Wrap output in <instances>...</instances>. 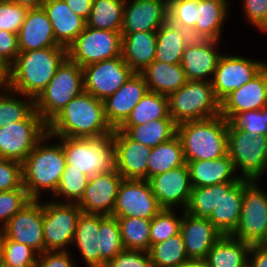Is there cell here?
Listing matches in <instances>:
<instances>
[{
    "mask_svg": "<svg viewBox=\"0 0 267 267\" xmlns=\"http://www.w3.org/2000/svg\"><path fill=\"white\" fill-rule=\"evenodd\" d=\"M228 155L239 177L259 180L267 171V136L252 135L228 122Z\"/></svg>",
    "mask_w": 267,
    "mask_h": 267,
    "instance_id": "8",
    "label": "cell"
},
{
    "mask_svg": "<svg viewBox=\"0 0 267 267\" xmlns=\"http://www.w3.org/2000/svg\"><path fill=\"white\" fill-rule=\"evenodd\" d=\"M115 169L124 179L147 180L152 148L131 139L124 131L113 130Z\"/></svg>",
    "mask_w": 267,
    "mask_h": 267,
    "instance_id": "19",
    "label": "cell"
},
{
    "mask_svg": "<svg viewBox=\"0 0 267 267\" xmlns=\"http://www.w3.org/2000/svg\"><path fill=\"white\" fill-rule=\"evenodd\" d=\"M8 239L44 252L43 201L31 199L0 230Z\"/></svg>",
    "mask_w": 267,
    "mask_h": 267,
    "instance_id": "16",
    "label": "cell"
},
{
    "mask_svg": "<svg viewBox=\"0 0 267 267\" xmlns=\"http://www.w3.org/2000/svg\"><path fill=\"white\" fill-rule=\"evenodd\" d=\"M42 8L51 22L56 42L68 49L85 29L86 20L76 15L64 0H45Z\"/></svg>",
    "mask_w": 267,
    "mask_h": 267,
    "instance_id": "27",
    "label": "cell"
},
{
    "mask_svg": "<svg viewBox=\"0 0 267 267\" xmlns=\"http://www.w3.org/2000/svg\"><path fill=\"white\" fill-rule=\"evenodd\" d=\"M67 58L65 47H49L19 52L9 66V89L36 98Z\"/></svg>",
    "mask_w": 267,
    "mask_h": 267,
    "instance_id": "2",
    "label": "cell"
},
{
    "mask_svg": "<svg viewBox=\"0 0 267 267\" xmlns=\"http://www.w3.org/2000/svg\"><path fill=\"white\" fill-rule=\"evenodd\" d=\"M258 180L243 179L241 215L230 236L248 242L260 243L267 233V193Z\"/></svg>",
    "mask_w": 267,
    "mask_h": 267,
    "instance_id": "10",
    "label": "cell"
},
{
    "mask_svg": "<svg viewBox=\"0 0 267 267\" xmlns=\"http://www.w3.org/2000/svg\"><path fill=\"white\" fill-rule=\"evenodd\" d=\"M47 134V123L34 110L24 121L0 128V158L23 162Z\"/></svg>",
    "mask_w": 267,
    "mask_h": 267,
    "instance_id": "11",
    "label": "cell"
},
{
    "mask_svg": "<svg viewBox=\"0 0 267 267\" xmlns=\"http://www.w3.org/2000/svg\"><path fill=\"white\" fill-rule=\"evenodd\" d=\"M53 139L47 133L22 162L23 186L31 199H41L44 191L52 196L60 183L66 163L61 142Z\"/></svg>",
    "mask_w": 267,
    "mask_h": 267,
    "instance_id": "3",
    "label": "cell"
},
{
    "mask_svg": "<svg viewBox=\"0 0 267 267\" xmlns=\"http://www.w3.org/2000/svg\"><path fill=\"white\" fill-rule=\"evenodd\" d=\"M140 74L150 92L169 96L178 91L188 80L180 63H165L154 60Z\"/></svg>",
    "mask_w": 267,
    "mask_h": 267,
    "instance_id": "31",
    "label": "cell"
},
{
    "mask_svg": "<svg viewBox=\"0 0 267 267\" xmlns=\"http://www.w3.org/2000/svg\"><path fill=\"white\" fill-rule=\"evenodd\" d=\"M34 110V98L10 89L0 92V128L7 124L24 121Z\"/></svg>",
    "mask_w": 267,
    "mask_h": 267,
    "instance_id": "41",
    "label": "cell"
},
{
    "mask_svg": "<svg viewBox=\"0 0 267 267\" xmlns=\"http://www.w3.org/2000/svg\"><path fill=\"white\" fill-rule=\"evenodd\" d=\"M230 122L240 130L252 135L267 136V106L235 115Z\"/></svg>",
    "mask_w": 267,
    "mask_h": 267,
    "instance_id": "49",
    "label": "cell"
},
{
    "mask_svg": "<svg viewBox=\"0 0 267 267\" xmlns=\"http://www.w3.org/2000/svg\"><path fill=\"white\" fill-rule=\"evenodd\" d=\"M148 253L153 267H176L189 259L181 233L151 245Z\"/></svg>",
    "mask_w": 267,
    "mask_h": 267,
    "instance_id": "42",
    "label": "cell"
},
{
    "mask_svg": "<svg viewBox=\"0 0 267 267\" xmlns=\"http://www.w3.org/2000/svg\"><path fill=\"white\" fill-rule=\"evenodd\" d=\"M83 91V69L67 57L57 68L47 87L34 99L35 111L48 124Z\"/></svg>",
    "mask_w": 267,
    "mask_h": 267,
    "instance_id": "6",
    "label": "cell"
},
{
    "mask_svg": "<svg viewBox=\"0 0 267 267\" xmlns=\"http://www.w3.org/2000/svg\"><path fill=\"white\" fill-rule=\"evenodd\" d=\"M1 267H37V265H10V264H5V263H2L1 264Z\"/></svg>",
    "mask_w": 267,
    "mask_h": 267,
    "instance_id": "61",
    "label": "cell"
},
{
    "mask_svg": "<svg viewBox=\"0 0 267 267\" xmlns=\"http://www.w3.org/2000/svg\"><path fill=\"white\" fill-rule=\"evenodd\" d=\"M125 0H92V8L86 25L100 30L120 32Z\"/></svg>",
    "mask_w": 267,
    "mask_h": 267,
    "instance_id": "38",
    "label": "cell"
},
{
    "mask_svg": "<svg viewBox=\"0 0 267 267\" xmlns=\"http://www.w3.org/2000/svg\"><path fill=\"white\" fill-rule=\"evenodd\" d=\"M189 259L205 260L208 251L223 235L208 218H197L182 209L180 225Z\"/></svg>",
    "mask_w": 267,
    "mask_h": 267,
    "instance_id": "24",
    "label": "cell"
},
{
    "mask_svg": "<svg viewBox=\"0 0 267 267\" xmlns=\"http://www.w3.org/2000/svg\"><path fill=\"white\" fill-rule=\"evenodd\" d=\"M168 99L169 115L177 125L220 115V101L214 94L211 82L188 80Z\"/></svg>",
    "mask_w": 267,
    "mask_h": 267,
    "instance_id": "7",
    "label": "cell"
},
{
    "mask_svg": "<svg viewBox=\"0 0 267 267\" xmlns=\"http://www.w3.org/2000/svg\"><path fill=\"white\" fill-rule=\"evenodd\" d=\"M122 33L94 29L86 25L67 49V57L81 68L121 56Z\"/></svg>",
    "mask_w": 267,
    "mask_h": 267,
    "instance_id": "12",
    "label": "cell"
},
{
    "mask_svg": "<svg viewBox=\"0 0 267 267\" xmlns=\"http://www.w3.org/2000/svg\"><path fill=\"white\" fill-rule=\"evenodd\" d=\"M229 0H198L193 39L221 40L223 26L229 15Z\"/></svg>",
    "mask_w": 267,
    "mask_h": 267,
    "instance_id": "29",
    "label": "cell"
},
{
    "mask_svg": "<svg viewBox=\"0 0 267 267\" xmlns=\"http://www.w3.org/2000/svg\"><path fill=\"white\" fill-rule=\"evenodd\" d=\"M53 137L97 138L113 133L105 118L104 102L83 91L48 124Z\"/></svg>",
    "mask_w": 267,
    "mask_h": 267,
    "instance_id": "1",
    "label": "cell"
},
{
    "mask_svg": "<svg viewBox=\"0 0 267 267\" xmlns=\"http://www.w3.org/2000/svg\"><path fill=\"white\" fill-rule=\"evenodd\" d=\"M148 159L147 180L154 175L184 165L186 162L179 136L176 134L170 140L152 148L151 155Z\"/></svg>",
    "mask_w": 267,
    "mask_h": 267,
    "instance_id": "36",
    "label": "cell"
},
{
    "mask_svg": "<svg viewBox=\"0 0 267 267\" xmlns=\"http://www.w3.org/2000/svg\"><path fill=\"white\" fill-rule=\"evenodd\" d=\"M175 212V209H161L151 219L150 246L180 233L182 214L177 216Z\"/></svg>",
    "mask_w": 267,
    "mask_h": 267,
    "instance_id": "45",
    "label": "cell"
},
{
    "mask_svg": "<svg viewBox=\"0 0 267 267\" xmlns=\"http://www.w3.org/2000/svg\"><path fill=\"white\" fill-rule=\"evenodd\" d=\"M158 119H173L169 115L168 96L148 91L121 126H139Z\"/></svg>",
    "mask_w": 267,
    "mask_h": 267,
    "instance_id": "37",
    "label": "cell"
},
{
    "mask_svg": "<svg viewBox=\"0 0 267 267\" xmlns=\"http://www.w3.org/2000/svg\"><path fill=\"white\" fill-rule=\"evenodd\" d=\"M71 253L70 251H44L38 255L37 267H77Z\"/></svg>",
    "mask_w": 267,
    "mask_h": 267,
    "instance_id": "54",
    "label": "cell"
},
{
    "mask_svg": "<svg viewBox=\"0 0 267 267\" xmlns=\"http://www.w3.org/2000/svg\"><path fill=\"white\" fill-rule=\"evenodd\" d=\"M148 91L144 77L140 73H134L119 90L103 101L105 118L113 130L127 120L133 108Z\"/></svg>",
    "mask_w": 267,
    "mask_h": 267,
    "instance_id": "23",
    "label": "cell"
},
{
    "mask_svg": "<svg viewBox=\"0 0 267 267\" xmlns=\"http://www.w3.org/2000/svg\"><path fill=\"white\" fill-rule=\"evenodd\" d=\"M161 209L148 180L123 179L111 216L152 219Z\"/></svg>",
    "mask_w": 267,
    "mask_h": 267,
    "instance_id": "15",
    "label": "cell"
},
{
    "mask_svg": "<svg viewBox=\"0 0 267 267\" xmlns=\"http://www.w3.org/2000/svg\"><path fill=\"white\" fill-rule=\"evenodd\" d=\"M19 54L17 34L0 30V59L10 66Z\"/></svg>",
    "mask_w": 267,
    "mask_h": 267,
    "instance_id": "55",
    "label": "cell"
},
{
    "mask_svg": "<svg viewBox=\"0 0 267 267\" xmlns=\"http://www.w3.org/2000/svg\"><path fill=\"white\" fill-rule=\"evenodd\" d=\"M186 164L193 188L237 182L241 179L239 175H234L236 170L228 154L212 160L189 161Z\"/></svg>",
    "mask_w": 267,
    "mask_h": 267,
    "instance_id": "28",
    "label": "cell"
},
{
    "mask_svg": "<svg viewBox=\"0 0 267 267\" xmlns=\"http://www.w3.org/2000/svg\"><path fill=\"white\" fill-rule=\"evenodd\" d=\"M19 52L62 47L55 39L51 22L44 9H29L18 34Z\"/></svg>",
    "mask_w": 267,
    "mask_h": 267,
    "instance_id": "25",
    "label": "cell"
},
{
    "mask_svg": "<svg viewBox=\"0 0 267 267\" xmlns=\"http://www.w3.org/2000/svg\"><path fill=\"white\" fill-rule=\"evenodd\" d=\"M28 10L8 0L0 2V30L18 34Z\"/></svg>",
    "mask_w": 267,
    "mask_h": 267,
    "instance_id": "50",
    "label": "cell"
},
{
    "mask_svg": "<svg viewBox=\"0 0 267 267\" xmlns=\"http://www.w3.org/2000/svg\"><path fill=\"white\" fill-rule=\"evenodd\" d=\"M31 200L25 188L0 192V230Z\"/></svg>",
    "mask_w": 267,
    "mask_h": 267,
    "instance_id": "48",
    "label": "cell"
},
{
    "mask_svg": "<svg viewBox=\"0 0 267 267\" xmlns=\"http://www.w3.org/2000/svg\"><path fill=\"white\" fill-rule=\"evenodd\" d=\"M192 39L191 33L167 20L157 30L155 60L172 64L180 63L185 48Z\"/></svg>",
    "mask_w": 267,
    "mask_h": 267,
    "instance_id": "34",
    "label": "cell"
},
{
    "mask_svg": "<svg viewBox=\"0 0 267 267\" xmlns=\"http://www.w3.org/2000/svg\"><path fill=\"white\" fill-rule=\"evenodd\" d=\"M100 267L117 256L125 248L122 243L120 225L116 217L100 215L98 230Z\"/></svg>",
    "mask_w": 267,
    "mask_h": 267,
    "instance_id": "39",
    "label": "cell"
},
{
    "mask_svg": "<svg viewBox=\"0 0 267 267\" xmlns=\"http://www.w3.org/2000/svg\"><path fill=\"white\" fill-rule=\"evenodd\" d=\"M89 178V176L80 171L64 170L60 183L52 195L54 198L52 200L61 203H78L84 194Z\"/></svg>",
    "mask_w": 267,
    "mask_h": 267,
    "instance_id": "44",
    "label": "cell"
},
{
    "mask_svg": "<svg viewBox=\"0 0 267 267\" xmlns=\"http://www.w3.org/2000/svg\"><path fill=\"white\" fill-rule=\"evenodd\" d=\"M2 263L10 265H37L38 253L31 247L8 239L1 231Z\"/></svg>",
    "mask_w": 267,
    "mask_h": 267,
    "instance_id": "47",
    "label": "cell"
},
{
    "mask_svg": "<svg viewBox=\"0 0 267 267\" xmlns=\"http://www.w3.org/2000/svg\"><path fill=\"white\" fill-rule=\"evenodd\" d=\"M249 267H267V247L260 244H252L249 258Z\"/></svg>",
    "mask_w": 267,
    "mask_h": 267,
    "instance_id": "56",
    "label": "cell"
},
{
    "mask_svg": "<svg viewBox=\"0 0 267 267\" xmlns=\"http://www.w3.org/2000/svg\"><path fill=\"white\" fill-rule=\"evenodd\" d=\"M267 106V65L240 89L220 102V115L228 122L237 114Z\"/></svg>",
    "mask_w": 267,
    "mask_h": 267,
    "instance_id": "21",
    "label": "cell"
},
{
    "mask_svg": "<svg viewBox=\"0 0 267 267\" xmlns=\"http://www.w3.org/2000/svg\"><path fill=\"white\" fill-rule=\"evenodd\" d=\"M220 200V184L192 188L188 204L184 210L197 218H209Z\"/></svg>",
    "mask_w": 267,
    "mask_h": 267,
    "instance_id": "43",
    "label": "cell"
},
{
    "mask_svg": "<svg viewBox=\"0 0 267 267\" xmlns=\"http://www.w3.org/2000/svg\"><path fill=\"white\" fill-rule=\"evenodd\" d=\"M185 162L212 160L228 154V121L221 115L177 125Z\"/></svg>",
    "mask_w": 267,
    "mask_h": 267,
    "instance_id": "4",
    "label": "cell"
},
{
    "mask_svg": "<svg viewBox=\"0 0 267 267\" xmlns=\"http://www.w3.org/2000/svg\"><path fill=\"white\" fill-rule=\"evenodd\" d=\"M176 267H207L205 260L188 259Z\"/></svg>",
    "mask_w": 267,
    "mask_h": 267,
    "instance_id": "60",
    "label": "cell"
},
{
    "mask_svg": "<svg viewBox=\"0 0 267 267\" xmlns=\"http://www.w3.org/2000/svg\"><path fill=\"white\" fill-rule=\"evenodd\" d=\"M106 267H153V264L148 252L124 249Z\"/></svg>",
    "mask_w": 267,
    "mask_h": 267,
    "instance_id": "53",
    "label": "cell"
},
{
    "mask_svg": "<svg viewBox=\"0 0 267 267\" xmlns=\"http://www.w3.org/2000/svg\"><path fill=\"white\" fill-rule=\"evenodd\" d=\"M62 145L64 170H76L91 177L115 168L113 133L97 138L54 137Z\"/></svg>",
    "mask_w": 267,
    "mask_h": 267,
    "instance_id": "5",
    "label": "cell"
},
{
    "mask_svg": "<svg viewBox=\"0 0 267 267\" xmlns=\"http://www.w3.org/2000/svg\"><path fill=\"white\" fill-rule=\"evenodd\" d=\"M148 182L162 209L175 208L176 210L180 206L185 210L193 188L186 163L167 172L154 175L148 179Z\"/></svg>",
    "mask_w": 267,
    "mask_h": 267,
    "instance_id": "17",
    "label": "cell"
},
{
    "mask_svg": "<svg viewBox=\"0 0 267 267\" xmlns=\"http://www.w3.org/2000/svg\"><path fill=\"white\" fill-rule=\"evenodd\" d=\"M100 215L82 212L73 238L74 246L83 258L87 267H100L98 230Z\"/></svg>",
    "mask_w": 267,
    "mask_h": 267,
    "instance_id": "33",
    "label": "cell"
},
{
    "mask_svg": "<svg viewBox=\"0 0 267 267\" xmlns=\"http://www.w3.org/2000/svg\"><path fill=\"white\" fill-rule=\"evenodd\" d=\"M156 47L157 31L122 34L121 56L135 73L155 60Z\"/></svg>",
    "mask_w": 267,
    "mask_h": 267,
    "instance_id": "30",
    "label": "cell"
},
{
    "mask_svg": "<svg viewBox=\"0 0 267 267\" xmlns=\"http://www.w3.org/2000/svg\"><path fill=\"white\" fill-rule=\"evenodd\" d=\"M243 12L246 21L259 32H267V0H243Z\"/></svg>",
    "mask_w": 267,
    "mask_h": 267,
    "instance_id": "52",
    "label": "cell"
},
{
    "mask_svg": "<svg viewBox=\"0 0 267 267\" xmlns=\"http://www.w3.org/2000/svg\"><path fill=\"white\" fill-rule=\"evenodd\" d=\"M9 89V66L0 59V92Z\"/></svg>",
    "mask_w": 267,
    "mask_h": 267,
    "instance_id": "58",
    "label": "cell"
},
{
    "mask_svg": "<svg viewBox=\"0 0 267 267\" xmlns=\"http://www.w3.org/2000/svg\"><path fill=\"white\" fill-rule=\"evenodd\" d=\"M82 212L77 203L43 201L44 251H69Z\"/></svg>",
    "mask_w": 267,
    "mask_h": 267,
    "instance_id": "9",
    "label": "cell"
},
{
    "mask_svg": "<svg viewBox=\"0 0 267 267\" xmlns=\"http://www.w3.org/2000/svg\"><path fill=\"white\" fill-rule=\"evenodd\" d=\"M198 0H168V20L191 33L196 27Z\"/></svg>",
    "mask_w": 267,
    "mask_h": 267,
    "instance_id": "46",
    "label": "cell"
},
{
    "mask_svg": "<svg viewBox=\"0 0 267 267\" xmlns=\"http://www.w3.org/2000/svg\"><path fill=\"white\" fill-rule=\"evenodd\" d=\"M28 9L41 8L45 0H8Z\"/></svg>",
    "mask_w": 267,
    "mask_h": 267,
    "instance_id": "59",
    "label": "cell"
},
{
    "mask_svg": "<svg viewBox=\"0 0 267 267\" xmlns=\"http://www.w3.org/2000/svg\"><path fill=\"white\" fill-rule=\"evenodd\" d=\"M252 244L222 235L205 258L207 267H246Z\"/></svg>",
    "mask_w": 267,
    "mask_h": 267,
    "instance_id": "32",
    "label": "cell"
},
{
    "mask_svg": "<svg viewBox=\"0 0 267 267\" xmlns=\"http://www.w3.org/2000/svg\"><path fill=\"white\" fill-rule=\"evenodd\" d=\"M69 8L76 14L87 20L91 8H92V0H64Z\"/></svg>",
    "mask_w": 267,
    "mask_h": 267,
    "instance_id": "57",
    "label": "cell"
},
{
    "mask_svg": "<svg viewBox=\"0 0 267 267\" xmlns=\"http://www.w3.org/2000/svg\"><path fill=\"white\" fill-rule=\"evenodd\" d=\"M120 225L125 249L146 251L150 248L151 219L138 217H116Z\"/></svg>",
    "mask_w": 267,
    "mask_h": 267,
    "instance_id": "40",
    "label": "cell"
},
{
    "mask_svg": "<svg viewBox=\"0 0 267 267\" xmlns=\"http://www.w3.org/2000/svg\"><path fill=\"white\" fill-rule=\"evenodd\" d=\"M266 65L265 61L222 54L211 80L216 98L221 102L232 91L254 78Z\"/></svg>",
    "mask_w": 267,
    "mask_h": 267,
    "instance_id": "14",
    "label": "cell"
},
{
    "mask_svg": "<svg viewBox=\"0 0 267 267\" xmlns=\"http://www.w3.org/2000/svg\"><path fill=\"white\" fill-rule=\"evenodd\" d=\"M260 244H262V245L267 247V233H266L264 239L260 242Z\"/></svg>",
    "mask_w": 267,
    "mask_h": 267,
    "instance_id": "62",
    "label": "cell"
},
{
    "mask_svg": "<svg viewBox=\"0 0 267 267\" xmlns=\"http://www.w3.org/2000/svg\"><path fill=\"white\" fill-rule=\"evenodd\" d=\"M219 43L211 39H192L186 46L180 62L187 80L211 82L223 54L218 49Z\"/></svg>",
    "mask_w": 267,
    "mask_h": 267,
    "instance_id": "22",
    "label": "cell"
},
{
    "mask_svg": "<svg viewBox=\"0 0 267 267\" xmlns=\"http://www.w3.org/2000/svg\"><path fill=\"white\" fill-rule=\"evenodd\" d=\"M123 179L115 168L109 172L91 176L77 204L84 213L112 215L118 189Z\"/></svg>",
    "mask_w": 267,
    "mask_h": 267,
    "instance_id": "18",
    "label": "cell"
},
{
    "mask_svg": "<svg viewBox=\"0 0 267 267\" xmlns=\"http://www.w3.org/2000/svg\"><path fill=\"white\" fill-rule=\"evenodd\" d=\"M243 201V179L220 184V200L208 220L223 234L230 235L238 225Z\"/></svg>",
    "mask_w": 267,
    "mask_h": 267,
    "instance_id": "26",
    "label": "cell"
},
{
    "mask_svg": "<svg viewBox=\"0 0 267 267\" xmlns=\"http://www.w3.org/2000/svg\"><path fill=\"white\" fill-rule=\"evenodd\" d=\"M118 130L134 141L154 148L177 134V124L173 119H158L139 126H120Z\"/></svg>",
    "mask_w": 267,
    "mask_h": 267,
    "instance_id": "35",
    "label": "cell"
},
{
    "mask_svg": "<svg viewBox=\"0 0 267 267\" xmlns=\"http://www.w3.org/2000/svg\"><path fill=\"white\" fill-rule=\"evenodd\" d=\"M84 91L105 101L135 73L122 56L92 63L83 68Z\"/></svg>",
    "mask_w": 267,
    "mask_h": 267,
    "instance_id": "13",
    "label": "cell"
},
{
    "mask_svg": "<svg viewBox=\"0 0 267 267\" xmlns=\"http://www.w3.org/2000/svg\"><path fill=\"white\" fill-rule=\"evenodd\" d=\"M168 20V0H125L122 34L157 31Z\"/></svg>",
    "mask_w": 267,
    "mask_h": 267,
    "instance_id": "20",
    "label": "cell"
},
{
    "mask_svg": "<svg viewBox=\"0 0 267 267\" xmlns=\"http://www.w3.org/2000/svg\"><path fill=\"white\" fill-rule=\"evenodd\" d=\"M2 264V244H1V238H0V267Z\"/></svg>",
    "mask_w": 267,
    "mask_h": 267,
    "instance_id": "63",
    "label": "cell"
},
{
    "mask_svg": "<svg viewBox=\"0 0 267 267\" xmlns=\"http://www.w3.org/2000/svg\"><path fill=\"white\" fill-rule=\"evenodd\" d=\"M24 188L22 163L0 158V192Z\"/></svg>",
    "mask_w": 267,
    "mask_h": 267,
    "instance_id": "51",
    "label": "cell"
}]
</instances>
